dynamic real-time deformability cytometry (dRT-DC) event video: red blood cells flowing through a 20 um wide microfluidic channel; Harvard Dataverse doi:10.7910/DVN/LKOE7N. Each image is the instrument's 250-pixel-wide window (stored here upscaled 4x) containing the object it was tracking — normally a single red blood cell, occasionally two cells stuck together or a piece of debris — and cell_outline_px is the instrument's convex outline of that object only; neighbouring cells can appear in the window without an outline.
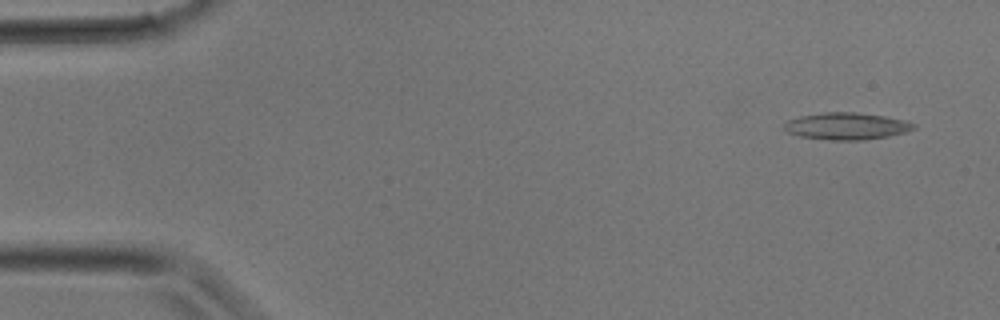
{"species": "common noctule bat (a hibernating species)", "species_latin": "Nyctalus noctula", "temperature_condition": "room temperature", "stored_images_in_passage": 6, "camera_frame_rate_fps": 3000, "um_per_image_px": 0.085, "animal": {"sex": "male", "body_mass_g": 17.9}, "frame": {"image": 1, "passage_image": 2, "time_ms": 0.333, "image_size_px": [1000, 320], "cell_outline_px": [[916, 128], [904, 132], [888, 136], [864, 140], [828, 140], [800, 136], [788, 132], [784, 128], [784, 124], [788, 120], [800, 116], [824, 112], [856, 112], [884, 116], [904, 120], [916, 124]], "centroid_in_image_um": [71.96, 10.72], "position_along_channel_um": 13.0, "area_um2": 20.29}}